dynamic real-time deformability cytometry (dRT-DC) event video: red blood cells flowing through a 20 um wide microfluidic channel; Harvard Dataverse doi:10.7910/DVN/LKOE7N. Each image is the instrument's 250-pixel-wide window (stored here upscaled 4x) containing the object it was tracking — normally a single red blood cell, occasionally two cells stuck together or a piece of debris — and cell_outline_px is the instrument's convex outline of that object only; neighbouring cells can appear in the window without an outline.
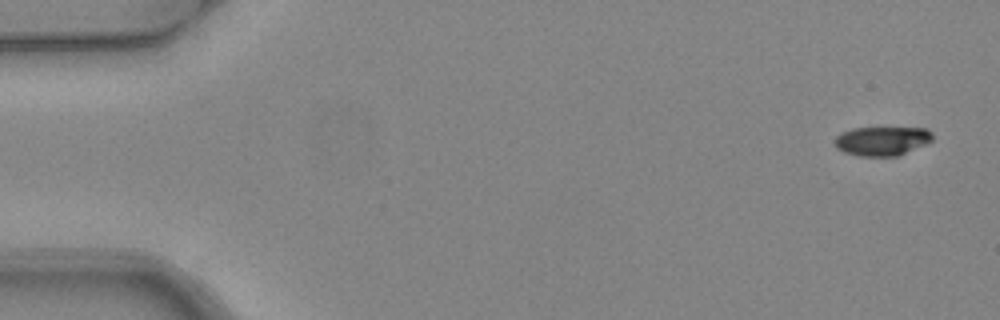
{"species": "common noctule bat (a hibernating species)", "species_latin": "Nyctalus noctula", "temperature_condition": "warm", "stored_images_in_passage": 4, "camera_frame_rate_fps": 3000, "um_per_image_px": 0.085, "animal": {"sex": "female", "body_mass_g": 24.6, "forearm_length_mm": 56.2}, "frame": {"image": 1, "passage_image": 1, "time_ms": 0.0, "image_size_px": [1000, 320], "cell_outline_px": [[932, 140], [928, 144], [900, 156], [856, 156], [844, 152], [836, 148], [832, 140], [840, 132], [852, 128], [928, 128], [932, 132]], "centroid_in_image_um": [74.96, 11.99], "position_along_channel_um": 10.0, "area_um2": 17.05}}
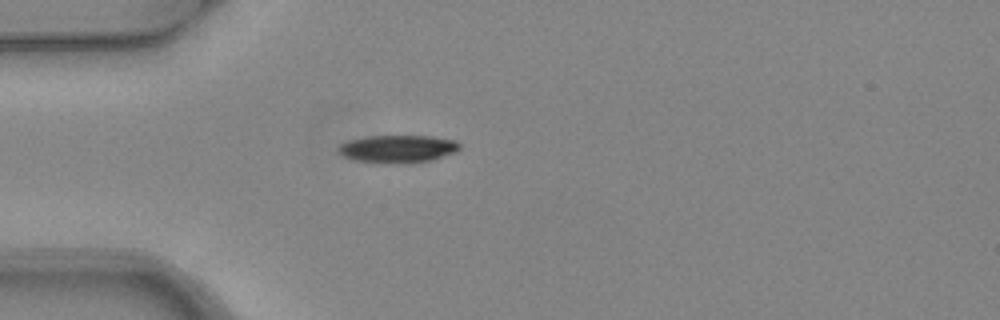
{"frame": {"image": 2, "passage_image": 4, "time_ms": 1.0, "image_size_px": [1000, 320], "cell_outline_px": [[460, 148], [456, 152], [432, 160], [404, 164], [384, 164], [352, 160], [336, 152], [336, 148], [340, 144], [348, 140], [364, 136], [432, 136], [456, 140], [460, 144]], "centroid_in_image_um": [33.77, 12.66], "position_along_channel_um": 51.2, "area_um2": 20.11}}